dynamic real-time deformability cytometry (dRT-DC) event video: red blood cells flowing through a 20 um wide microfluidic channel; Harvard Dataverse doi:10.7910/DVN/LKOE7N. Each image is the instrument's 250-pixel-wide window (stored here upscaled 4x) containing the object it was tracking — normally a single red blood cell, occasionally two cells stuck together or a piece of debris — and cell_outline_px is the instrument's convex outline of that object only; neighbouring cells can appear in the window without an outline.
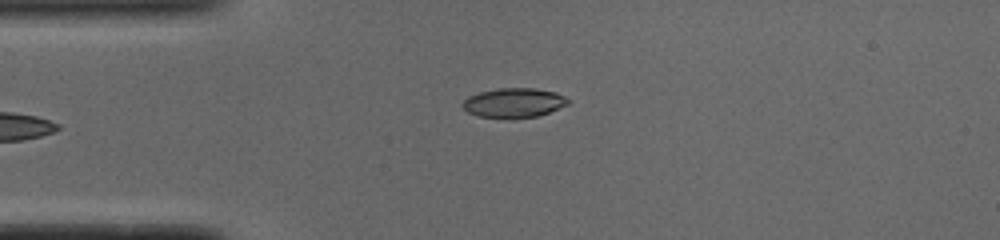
{"species": "common noctule bat (a hibernating species)", "species_latin": "Nyctalus noctula", "temperature_condition": "cold", "stored_images_in_passage": 36, "camera_frame_rate_fps": 3000, "um_per_image_px": 0.085, "animal": {"sex": "male", "body_mass_g": 19.0, "forearm_length_mm": 50.8}, "frame": {"image": 1, "passage_image": 1, "time_ms": 0.0, "image_size_px": [1000, 240], "cell_outline_px": [[572, 100], [568, 104], [548, 112], [536, 116], [476, 116], [468, 112], [460, 104], [468, 96], [480, 92], [496, 88], [536, 88], [556, 92]], "centroid_in_image_um": [43.68, 8.69], "position_along_channel_um": 41.3, "area_um2": 17.69}}
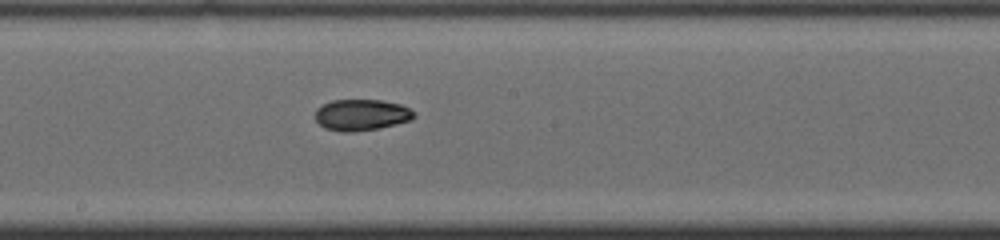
{"frame": {"image": 2, "passage_image": 16, "time_ms": 5.0, "image_size_px": [1000, 240], "cell_outline_px": [[416, 116], [408, 120], [396, 124], [376, 128], [352, 132], [344, 132], [324, 128], [316, 120], [316, 108], [332, 100], [380, 100], [400, 104], [416, 112]], "centroid_in_image_um": [30.71, 9.76], "position_along_channel_um": 217.5, "area_um2": 17.8}}
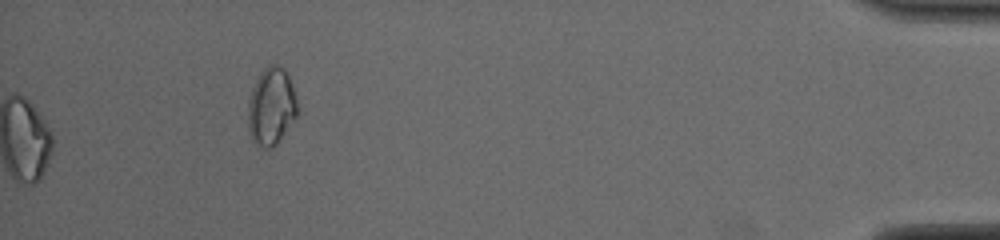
{"frame": {"image": 3, "passage_image": 36, "time_ms": 11.667, "image_size_px": [1000, 240], "cell_outline_px": [[296, 116], [276, 144], [272, 148], [268, 148], [260, 144], [252, 136], [248, 128], [248, 100], [252, 88], [260, 72], [268, 64], [276, 64], [284, 68], [288, 76], [296, 96]], "centroid_in_image_um": [23.05, 8.99], "position_along_channel_um": 412.2, "area_um2": 21.79}, "authors_computed_cell_mechanics": {"area_um2": 17.9758, "velocity_mm_per_s": 3.8967, "shape_relaxation_time_tau1_ms": null, "shape_relaxation_time_tau2_ms": 6.6569, "deformation_change_tau1": null, "deformation_change_tau2": 0.0895}}